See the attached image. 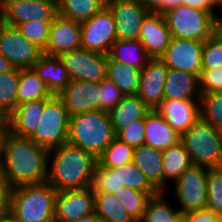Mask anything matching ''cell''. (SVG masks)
Segmentation results:
<instances>
[{"instance_id":"44","label":"cell","mask_w":222,"mask_h":222,"mask_svg":"<svg viewBox=\"0 0 222 222\" xmlns=\"http://www.w3.org/2000/svg\"><path fill=\"white\" fill-rule=\"evenodd\" d=\"M145 125L144 119H139L121 129L116 137L121 141L127 143L133 148H137L144 144L145 141Z\"/></svg>"},{"instance_id":"16","label":"cell","mask_w":222,"mask_h":222,"mask_svg":"<svg viewBox=\"0 0 222 222\" xmlns=\"http://www.w3.org/2000/svg\"><path fill=\"white\" fill-rule=\"evenodd\" d=\"M168 68L161 58H150L141 70L137 96L150 109L156 110L164 100Z\"/></svg>"},{"instance_id":"9","label":"cell","mask_w":222,"mask_h":222,"mask_svg":"<svg viewBox=\"0 0 222 222\" xmlns=\"http://www.w3.org/2000/svg\"><path fill=\"white\" fill-rule=\"evenodd\" d=\"M57 15V0H0V19L10 26L35 20L53 21Z\"/></svg>"},{"instance_id":"19","label":"cell","mask_w":222,"mask_h":222,"mask_svg":"<svg viewBox=\"0 0 222 222\" xmlns=\"http://www.w3.org/2000/svg\"><path fill=\"white\" fill-rule=\"evenodd\" d=\"M172 39L165 17L149 12L142 22L138 40L150 58H161Z\"/></svg>"},{"instance_id":"3","label":"cell","mask_w":222,"mask_h":222,"mask_svg":"<svg viewBox=\"0 0 222 222\" xmlns=\"http://www.w3.org/2000/svg\"><path fill=\"white\" fill-rule=\"evenodd\" d=\"M115 137L108 112L95 110L70 116L68 142L96 159Z\"/></svg>"},{"instance_id":"23","label":"cell","mask_w":222,"mask_h":222,"mask_svg":"<svg viewBox=\"0 0 222 222\" xmlns=\"http://www.w3.org/2000/svg\"><path fill=\"white\" fill-rule=\"evenodd\" d=\"M199 76L168 69L164 85V99H200Z\"/></svg>"},{"instance_id":"47","label":"cell","mask_w":222,"mask_h":222,"mask_svg":"<svg viewBox=\"0 0 222 222\" xmlns=\"http://www.w3.org/2000/svg\"><path fill=\"white\" fill-rule=\"evenodd\" d=\"M222 0H183V5L210 12L218 20V10L221 11ZM218 8V9H216ZM220 8V9H219Z\"/></svg>"},{"instance_id":"40","label":"cell","mask_w":222,"mask_h":222,"mask_svg":"<svg viewBox=\"0 0 222 222\" xmlns=\"http://www.w3.org/2000/svg\"><path fill=\"white\" fill-rule=\"evenodd\" d=\"M222 67V30L219 28L204 41L202 50V69Z\"/></svg>"},{"instance_id":"43","label":"cell","mask_w":222,"mask_h":222,"mask_svg":"<svg viewBox=\"0 0 222 222\" xmlns=\"http://www.w3.org/2000/svg\"><path fill=\"white\" fill-rule=\"evenodd\" d=\"M99 110L110 112L123 98V92L108 78L99 83Z\"/></svg>"},{"instance_id":"35","label":"cell","mask_w":222,"mask_h":222,"mask_svg":"<svg viewBox=\"0 0 222 222\" xmlns=\"http://www.w3.org/2000/svg\"><path fill=\"white\" fill-rule=\"evenodd\" d=\"M165 192H159L152 196L146 205L142 219L139 222H174L181 214L180 210H175L171 203L164 198Z\"/></svg>"},{"instance_id":"45","label":"cell","mask_w":222,"mask_h":222,"mask_svg":"<svg viewBox=\"0 0 222 222\" xmlns=\"http://www.w3.org/2000/svg\"><path fill=\"white\" fill-rule=\"evenodd\" d=\"M201 93L222 91V67L216 69H202L199 76Z\"/></svg>"},{"instance_id":"14","label":"cell","mask_w":222,"mask_h":222,"mask_svg":"<svg viewBox=\"0 0 222 222\" xmlns=\"http://www.w3.org/2000/svg\"><path fill=\"white\" fill-rule=\"evenodd\" d=\"M106 6L114 17L117 40H137L149 13L139 0H113Z\"/></svg>"},{"instance_id":"29","label":"cell","mask_w":222,"mask_h":222,"mask_svg":"<svg viewBox=\"0 0 222 222\" xmlns=\"http://www.w3.org/2000/svg\"><path fill=\"white\" fill-rule=\"evenodd\" d=\"M113 60L142 70L150 57L137 40H116L108 54Z\"/></svg>"},{"instance_id":"56","label":"cell","mask_w":222,"mask_h":222,"mask_svg":"<svg viewBox=\"0 0 222 222\" xmlns=\"http://www.w3.org/2000/svg\"><path fill=\"white\" fill-rule=\"evenodd\" d=\"M218 21L221 23L222 22V3H221V14H218Z\"/></svg>"},{"instance_id":"55","label":"cell","mask_w":222,"mask_h":222,"mask_svg":"<svg viewBox=\"0 0 222 222\" xmlns=\"http://www.w3.org/2000/svg\"><path fill=\"white\" fill-rule=\"evenodd\" d=\"M174 222H188L187 217L181 213Z\"/></svg>"},{"instance_id":"59","label":"cell","mask_w":222,"mask_h":222,"mask_svg":"<svg viewBox=\"0 0 222 222\" xmlns=\"http://www.w3.org/2000/svg\"><path fill=\"white\" fill-rule=\"evenodd\" d=\"M4 119V117L0 114V122Z\"/></svg>"},{"instance_id":"8","label":"cell","mask_w":222,"mask_h":222,"mask_svg":"<svg viewBox=\"0 0 222 222\" xmlns=\"http://www.w3.org/2000/svg\"><path fill=\"white\" fill-rule=\"evenodd\" d=\"M207 172L205 166L192 165L173 181L175 187L172 193L180 204L181 213L206 207Z\"/></svg>"},{"instance_id":"18","label":"cell","mask_w":222,"mask_h":222,"mask_svg":"<svg viewBox=\"0 0 222 222\" xmlns=\"http://www.w3.org/2000/svg\"><path fill=\"white\" fill-rule=\"evenodd\" d=\"M81 23L57 15L51 22L44 54L60 56L81 47Z\"/></svg>"},{"instance_id":"57","label":"cell","mask_w":222,"mask_h":222,"mask_svg":"<svg viewBox=\"0 0 222 222\" xmlns=\"http://www.w3.org/2000/svg\"><path fill=\"white\" fill-rule=\"evenodd\" d=\"M2 37V20L0 19V42Z\"/></svg>"},{"instance_id":"30","label":"cell","mask_w":222,"mask_h":222,"mask_svg":"<svg viewBox=\"0 0 222 222\" xmlns=\"http://www.w3.org/2000/svg\"><path fill=\"white\" fill-rule=\"evenodd\" d=\"M52 93L33 68L20 69L17 105L39 99H50Z\"/></svg>"},{"instance_id":"1","label":"cell","mask_w":222,"mask_h":222,"mask_svg":"<svg viewBox=\"0 0 222 222\" xmlns=\"http://www.w3.org/2000/svg\"><path fill=\"white\" fill-rule=\"evenodd\" d=\"M49 150L37 145L30 138L5 135L2 171L12 188L42 183L48 177Z\"/></svg>"},{"instance_id":"37","label":"cell","mask_w":222,"mask_h":222,"mask_svg":"<svg viewBox=\"0 0 222 222\" xmlns=\"http://www.w3.org/2000/svg\"><path fill=\"white\" fill-rule=\"evenodd\" d=\"M200 119L222 132V91L201 93Z\"/></svg>"},{"instance_id":"38","label":"cell","mask_w":222,"mask_h":222,"mask_svg":"<svg viewBox=\"0 0 222 222\" xmlns=\"http://www.w3.org/2000/svg\"><path fill=\"white\" fill-rule=\"evenodd\" d=\"M114 195L136 222L142 219L147 202L151 198L145 192L126 186H122Z\"/></svg>"},{"instance_id":"4","label":"cell","mask_w":222,"mask_h":222,"mask_svg":"<svg viewBox=\"0 0 222 222\" xmlns=\"http://www.w3.org/2000/svg\"><path fill=\"white\" fill-rule=\"evenodd\" d=\"M56 194L48 181L12 188L9 211L19 222H54Z\"/></svg>"},{"instance_id":"54","label":"cell","mask_w":222,"mask_h":222,"mask_svg":"<svg viewBox=\"0 0 222 222\" xmlns=\"http://www.w3.org/2000/svg\"><path fill=\"white\" fill-rule=\"evenodd\" d=\"M207 222H222V215L207 209Z\"/></svg>"},{"instance_id":"7","label":"cell","mask_w":222,"mask_h":222,"mask_svg":"<svg viewBox=\"0 0 222 222\" xmlns=\"http://www.w3.org/2000/svg\"><path fill=\"white\" fill-rule=\"evenodd\" d=\"M70 115L58 95H53L44 106L39 125L30 137L48 150L68 142Z\"/></svg>"},{"instance_id":"52","label":"cell","mask_w":222,"mask_h":222,"mask_svg":"<svg viewBox=\"0 0 222 222\" xmlns=\"http://www.w3.org/2000/svg\"><path fill=\"white\" fill-rule=\"evenodd\" d=\"M0 222H19L15 216L9 211L0 213Z\"/></svg>"},{"instance_id":"33","label":"cell","mask_w":222,"mask_h":222,"mask_svg":"<svg viewBox=\"0 0 222 222\" xmlns=\"http://www.w3.org/2000/svg\"><path fill=\"white\" fill-rule=\"evenodd\" d=\"M20 79V69L13 68L0 74V114L4 118L17 107V90Z\"/></svg>"},{"instance_id":"39","label":"cell","mask_w":222,"mask_h":222,"mask_svg":"<svg viewBox=\"0 0 222 222\" xmlns=\"http://www.w3.org/2000/svg\"><path fill=\"white\" fill-rule=\"evenodd\" d=\"M206 209L222 215V167L208 168Z\"/></svg>"},{"instance_id":"12","label":"cell","mask_w":222,"mask_h":222,"mask_svg":"<svg viewBox=\"0 0 222 222\" xmlns=\"http://www.w3.org/2000/svg\"><path fill=\"white\" fill-rule=\"evenodd\" d=\"M0 54L4 55L14 68H32L44 55L43 49L29 41L19 29L2 21Z\"/></svg>"},{"instance_id":"42","label":"cell","mask_w":222,"mask_h":222,"mask_svg":"<svg viewBox=\"0 0 222 222\" xmlns=\"http://www.w3.org/2000/svg\"><path fill=\"white\" fill-rule=\"evenodd\" d=\"M52 21H28L17 26L19 31L29 41L35 43L43 50L46 48Z\"/></svg>"},{"instance_id":"46","label":"cell","mask_w":222,"mask_h":222,"mask_svg":"<svg viewBox=\"0 0 222 222\" xmlns=\"http://www.w3.org/2000/svg\"><path fill=\"white\" fill-rule=\"evenodd\" d=\"M148 12L164 14L170 9L183 5V0H139Z\"/></svg>"},{"instance_id":"17","label":"cell","mask_w":222,"mask_h":222,"mask_svg":"<svg viewBox=\"0 0 222 222\" xmlns=\"http://www.w3.org/2000/svg\"><path fill=\"white\" fill-rule=\"evenodd\" d=\"M99 83L70 80L58 94L69 115L99 110Z\"/></svg>"},{"instance_id":"36","label":"cell","mask_w":222,"mask_h":222,"mask_svg":"<svg viewBox=\"0 0 222 222\" xmlns=\"http://www.w3.org/2000/svg\"><path fill=\"white\" fill-rule=\"evenodd\" d=\"M133 154V147L115 137L97 158V163L106 168L120 167L133 161Z\"/></svg>"},{"instance_id":"24","label":"cell","mask_w":222,"mask_h":222,"mask_svg":"<svg viewBox=\"0 0 222 222\" xmlns=\"http://www.w3.org/2000/svg\"><path fill=\"white\" fill-rule=\"evenodd\" d=\"M133 162L159 192H164L161 150L143 144L134 148Z\"/></svg>"},{"instance_id":"2","label":"cell","mask_w":222,"mask_h":222,"mask_svg":"<svg viewBox=\"0 0 222 222\" xmlns=\"http://www.w3.org/2000/svg\"><path fill=\"white\" fill-rule=\"evenodd\" d=\"M54 156V157H53ZM47 181L57 190L85 189L92 186L97 159L81 147L66 142L49 150Z\"/></svg>"},{"instance_id":"15","label":"cell","mask_w":222,"mask_h":222,"mask_svg":"<svg viewBox=\"0 0 222 222\" xmlns=\"http://www.w3.org/2000/svg\"><path fill=\"white\" fill-rule=\"evenodd\" d=\"M94 213L92 187L57 191L54 222H70Z\"/></svg>"},{"instance_id":"58","label":"cell","mask_w":222,"mask_h":222,"mask_svg":"<svg viewBox=\"0 0 222 222\" xmlns=\"http://www.w3.org/2000/svg\"><path fill=\"white\" fill-rule=\"evenodd\" d=\"M105 5L108 3V2H111L113 0H101Z\"/></svg>"},{"instance_id":"41","label":"cell","mask_w":222,"mask_h":222,"mask_svg":"<svg viewBox=\"0 0 222 222\" xmlns=\"http://www.w3.org/2000/svg\"><path fill=\"white\" fill-rule=\"evenodd\" d=\"M94 192L115 194L118 191L117 167L106 168L98 163L94 166L92 186Z\"/></svg>"},{"instance_id":"51","label":"cell","mask_w":222,"mask_h":222,"mask_svg":"<svg viewBox=\"0 0 222 222\" xmlns=\"http://www.w3.org/2000/svg\"><path fill=\"white\" fill-rule=\"evenodd\" d=\"M14 67L11 62L4 56L0 54V74L12 70Z\"/></svg>"},{"instance_id":"25","label":"cell","mask_w":222,"mask_h":222,"mask_svg":"<svg viewBox=\"0 0 222 222\" xmlns=\"http://www.w3.org/2000/svg\"><path fill=\"white\" fill-rule=\"evenodd\" d=\"M32 68L52 95H58L70 81L68 72L58 56L44 54Z\"/></svg>"},{"instance_id":"32","label":"cell","mask_w":222,"mask_h":222,"mask_svg":"<svg viewBox=\"0 0 222 222\" xmlns=\"http://www.w3.org/2000/svg\"><path fill=\"white\" fill-rule=\"evenodd\" d=\"M106 5L101 0H57L58 15L82 23Z\"/></svg>"},{"instance_id":"31","label":"cell","mask_w":222,"mask_h":222,"mask_svg":"<svg viewBox=\"0 0 222 222\" xmlns=\"http://www.w3.org/2000/svg\"><path fill=\"white\" fill-rule=\"evenodd\" d=\"M94 212L102 222H136L116 196L107 192H94Z\"/></svg>"},{"instance_id":"21","label":"cell","mask_w":222,"mask_h":222,"mask_svg":"<svg viewBox=\"0 0 222 222\" xmlns=\"http://www.w3.org/2000/svg\"><path fill=\"white\" fill-rule=\"evenodd\" d=\"M48 100L39 99L17 105L7 118L8 131L18 137L30 138L39 125L41 113Z\"/></svg>"},{"instance_id":"27","label":"cell","mask_w":222,"mask_h":222,"mask_svg":"<svg viewBox=\"0 0 222 222\" xmlns=\"http://www.w3.org/2000/svg\"><path fill=\"white\" fill-rule=\"evenodd\" d=\"M141 70L113 60L108 55L107 74L124 95H136L139 89Z\"/></svg>"},{"instance_id":"6","label":"cell","mask_w":222,"mask_h":222,"mask_svg":"<svg viewBox=\"0 0 222 222\" xmlns=\"http://www.w3.org/2000/svg\"><path fill=\"white\" fill-rule=\"evenodd\" d=\"M173 38L204 42L219 28L220 22L208 11L180 5L164 14Z\"/></svg>"},{"instance_id":"13","label":"cell","mask_w":222,"mask_h":222,"mask_svg":"<svg viewBox=\"0 0 222 222\" xmlns=\"http://www.w3.org/2000/svg\"><path fill=\"white\" fill-rule=\"evenodd\" d=\"M202 41L173 38L161 59L168 69L200 76L202 71Z\"/></svg>"},{"instance_id":"26","label":"cell","mask_w":222,"mask_h":222,"mask_svg":"<svg viewBox=\"0 0 222 222\" xmlns=\"http://www.w3.org/2000/svg\"><path fill=\"white\" fill-rule=\"evenodd\" d=\"M149 111L137 95H125L109 112L115 134L134 121L144 119Z\"/></svg>"},{"instance_id":"5","label":"cell","mask_w":222,"mask_h":222,"mask_svg":"<svg viewBox=\"0 0 222 222\" xmlns=\"http://www.w3.org/2000/svg\"><path fill=\"white\" fill-rule=\"evenodd\" d=\"M193 165L222 167V132L200 118L181 135Z\"/></svg>"},{"instance_id":"48","label":"cell","mask_w":222,"mask_h":222,"mask_svg":"<svg viewBox=\"0 0 222 222\" xmlns=\"http://www.w3.org/2000/svg\"><path fill=\"white\" fill-rule=\"evenodd\" d=\"M12 187L0 168V213L9 210Z\"/></svg>"},{"instance_id":"53","label":"cell","mask_w":222,"mask_h":222,"mask_svg":"<svg viewBox=\"0 0 222 222\" xmlns=\"http://www.w3.org/2000/svg\"><path fill=\"white\" fill-rule=\"evenodd\" d=\"M70 222H102L101 219L97 216V214L94 212L93 214H90L86 217H82L78 220L70 221Z\"/></svg>"},{"instance_id":"34","label":"cell","mask_w":222,"mask_h":222,"mask_svg":"<svg viewBox=\"0 0 222 222\" xmlns=\"http://www.w3.org/2000/svg\"><path fill=\"white\" fill-rule=\"evenodd\" d=\"M117 179L118 189L122 186H126L145 192L151 197L159 193L133 161L124 166L117 167Z\"/></svg>"},{"instance_id":"50","label":"cell","mask_w":222,"mask_h":222,"mask_svg":"<svg viewBox=\"0 0 222 222\" xmlns=\"http://www.w3.org/2000/svg\"><path fill=\"white\" fill-rule=\"evenodd\" d=\"M8 132V120L7 118H4L0 122V168L2 167L3 163V145H4V139L5 135Z\"/></svg>"},{"instance_id":"20","label":"cell","mask_w":222,"mask_h":222,"mask_svg":"<svg viewBox=\"0 0 222 222\" xmlns=\"http://www.w3.org/2000/svg\"><path fill=\"white\" fill-rule=\"evenodd\" d=\"M156 110L180 135L200 118L199 99H164Z\"/></svg>"},{"instance_id":"49","label":"cell","mask_w":222,"mask_h":222,"mask_svg":"<svg viewBox=\"0 0 222 222\" xmlns=\"http://www.w3.org/2000/svg\"><path fill=\"white\" fill-rule=\"evenodd\" d=\"M183 214L187 217L188 222H207V209L206 208L188 211Z\"/></svg>"},{"instance_id":"22","label":"cell","mask_w":222,"mask_h":222,"mask_svg":"<svg viewBox=\"0 0 222 222\" xmlns=\"http://www.w3.org/2000/svg\"><path fill=\"white\" fill-rule=\"evenodd\" d=\"M144 144L158 150H166L181 142V135L162 117L157 110H150L145 118Z\"/></svg>"},{"instance_id":"28","label":"cell","mask_w":222,"mask_h":222,"mask_svg":"<svg viewBox=\"0 0 222 222\" xmlns=\"http://www.w3.org/2000/svg\"><path fill=\"white\" fill-rule=\"evenodd\" d=\"M162 160L164 192H166V188L168 189L166 184L168 183L167 181L169 180V182H173L186 169L190 168L193 165V162L182 142L163 150Z\"/></svg>"},{"instance_id":"10","label":"cell","mask_w":222,"mask_h":222,"mask_svg":"<svg viewBox=\"0 0 222 222\" xmlns=\"http://www.w3.org/2000/svg\"><path fill=\"white\" fill-rule=\"evenodd\" d=\"M70 80L100 83L106 78L108 55L77 48L59 56Z\"/></svg>"},{"instance_id":"11","label":"cell","mask_w":222,"mask_h":222,"mask_svg":"<svg viewBox=\"0 0 222 222\" xmlns=\"http://www.w3.org/2000/svg\"><path fill=\"white\" fill-rule=\"evenodd\" d=\"M81 47L108 55L117 40L114 17L107 6L81 23Z\"/></svg>"}]
</instances>
